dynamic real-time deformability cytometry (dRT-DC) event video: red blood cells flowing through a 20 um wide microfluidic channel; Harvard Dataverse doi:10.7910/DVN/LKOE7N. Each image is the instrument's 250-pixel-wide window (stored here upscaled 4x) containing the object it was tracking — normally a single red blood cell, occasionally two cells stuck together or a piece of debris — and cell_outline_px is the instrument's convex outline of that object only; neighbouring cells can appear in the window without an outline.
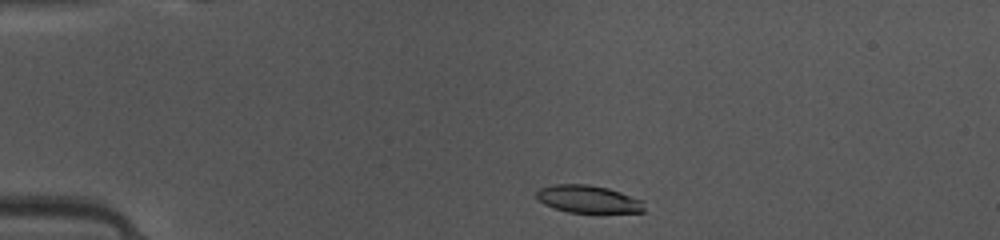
{"species": "common noctule bat (a hibernating species)", "species_latin": "Nyctalus noctula", "temperature_condition": "warm", "stored_images_in_passage": 39, "camera_frame_rate_fps": 3000, "um_per_image_px": 0.085, "animal": {"sex": "female", "body_mass_g": 10.0, "forearm_length_mm": 53.1}, "frame": {"image": 1, "passage_image": 1, "time_ms": 0.0, "image_size_px": [1000, 240], "cell_outline_px": [[644, 212], [568, 212], [544, 204], [536, 196], [536, 192], [540, 188], [552, 184], [588, 184], [608, 188], [644, 200]], "centroid_in_image_um": [50.01, 16.91], "position_along_channel_um": 35.0, "area_um2": 17.22}}
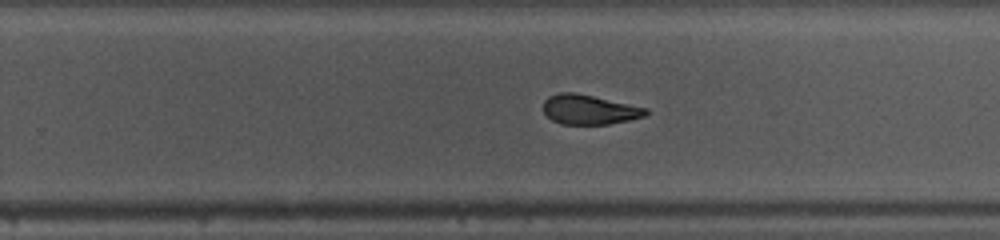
{"frame": {"image": 2, "passage_image": 22, "time_ms": 7.0, "image_size_px": [1000, 240], "cell_outline_px": [[648, 112], [644, 116], [628, 120], [608, 124], [560, 124], [552, 120], [544, 112], [544, 100], [548, 96], [560, 92], [576, 92], [648, 108]], "centroid_in_image_um": [50.07, 9.3], "position_along_channel_um": 279.7, "area_um2": 17.69}}
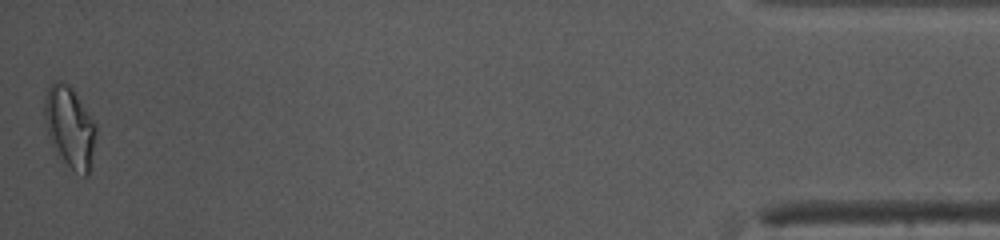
{"frame": {"image": 3, "passage_image": 39, "time_ms": 12.667, "image_size_px": [1000, 240], "cell_outline_px": [[96, 132], [88, 176], [84, 176], [72, 168], [64, 160], [52, 144], [48, 136], [44, 120], [44, 100], [48, 88], [56, 80], [60, 80], [68, 84], [72, 88], [96, 120]], "centroid_in_image_um": [5.94, 10.73], "position_along_channel_um": 429.3, "area_um2": 24.16}, "authors_computed_cell_mechanics": {"area_um2": 18.6694, "velocity_mm_per_s": 4.1134, "shape_relaxation_time_tau1_ms": 8.1171, "shape_relaxation_time_tau2_ms": 2.4033, "deformation_change_tau1": 0.2401, "deformation_change_tau2": 0.0682}}